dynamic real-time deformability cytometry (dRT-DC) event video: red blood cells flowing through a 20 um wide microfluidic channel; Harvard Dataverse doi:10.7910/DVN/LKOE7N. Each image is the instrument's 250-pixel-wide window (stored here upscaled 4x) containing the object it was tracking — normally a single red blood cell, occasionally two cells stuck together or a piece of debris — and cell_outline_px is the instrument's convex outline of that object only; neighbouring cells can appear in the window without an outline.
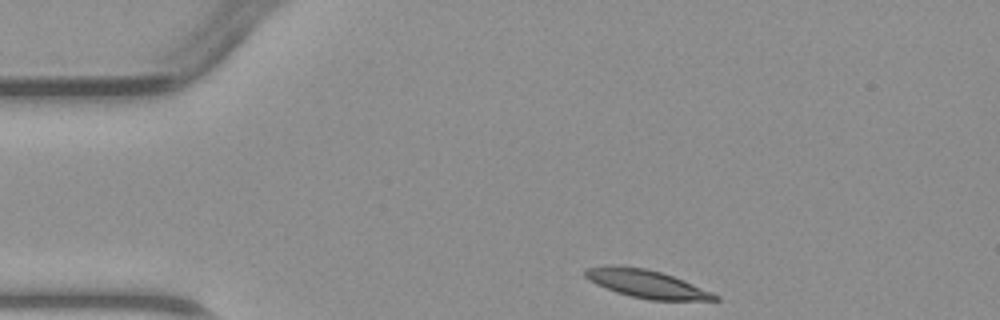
{"species": "common noctule bat (a hibernating species)", "species_latin": "Nyctalus noctula", "temperature_condition": "warm", "stored_images_in_passage": 3, "segment_of_instrument_passage": [1, 2], "camera_frame_rate_fps": 3000, "um_per_image_px": 0.085, "animal": {"sex": "male", "body_mass_g": 23.1, "forearm_length_mm": 52.7}, "frame": {"image": 1, "passage_image": 1, "time_ms": 0.0, "image_size_px": [1000, 320], "cell_outline_px": [[720, 300], [652, 300], [632, 296], [616, 292], [596, 284], [588, 280], [580, 272], [584, 268], [608, 264], [624, 264], [644, 268], [660, 272], [684, 280], [712, 292], [720, 296]], "centroid_in_image_um": [54.87, 24.09], "position_along_channel_um": 30.1, "area_um2": 21.5}}